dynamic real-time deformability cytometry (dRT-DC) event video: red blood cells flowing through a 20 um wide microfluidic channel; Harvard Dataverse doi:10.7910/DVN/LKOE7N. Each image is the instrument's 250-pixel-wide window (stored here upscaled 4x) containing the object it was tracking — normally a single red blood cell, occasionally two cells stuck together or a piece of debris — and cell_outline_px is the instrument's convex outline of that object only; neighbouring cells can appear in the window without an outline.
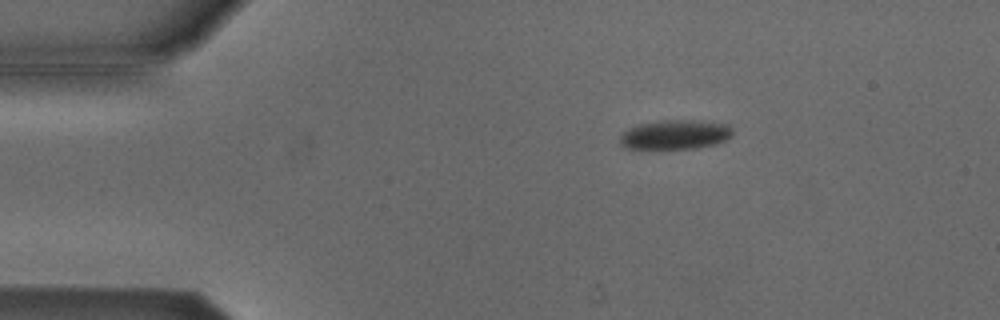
{"species": "Egyptian fruit bat (a non-hibernating species)", "species_latin": "Rousettus aegyptiacus", "temperature_condition": "cold", "stored_images_in_passage": 47, "camera_frame_rate_fps": 3000, "um_per_image_px": 0.085, "animal": {"sex": "male"}, "frame": {"image": 1, "passage_image": 3, "time_ms": 0.667, "image_size_px": [1000, 320], "cell_outline_px": [[732, 136], [728, 140], [716, 144], [700, 148], [624, 148], [620, 144], [620, 136], [628, 128], [636, 124], [664, 120], [692, 120], [728, 124], [732, 128]], "centroid_in_image_um": [57.41, 11.44], "position_along_channel_um": 27.6, "area_um2": 19.42}}
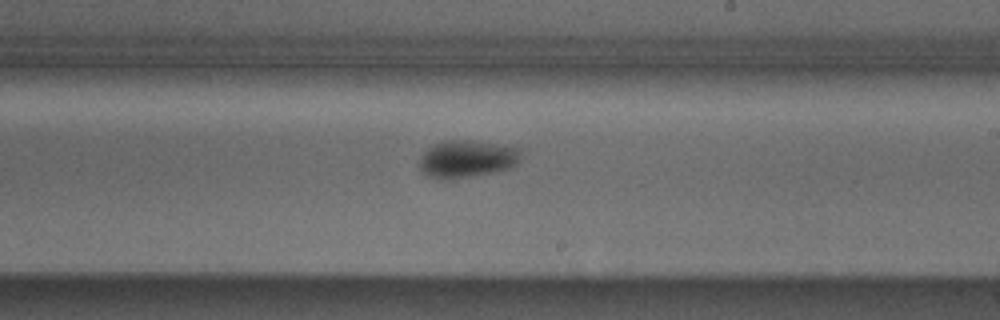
{"frame": {"image": 2, "passage_image": 25, "time_ms": 8.0, "image_size_px": [1000, 320], "cell_outline_px": [[524, 148], [520, 160], [516, 164], [508, 168], [496, 172], [472, 176], [444, 180], [440, 180], [428, 176], [420, 172], [420, 156], [432, 144], [444, 140], [468, 140]], "centroid_in_image_um": [39.69, 13.51], "position_along_channel_um": 249.3, "area_um2": 22.48}}
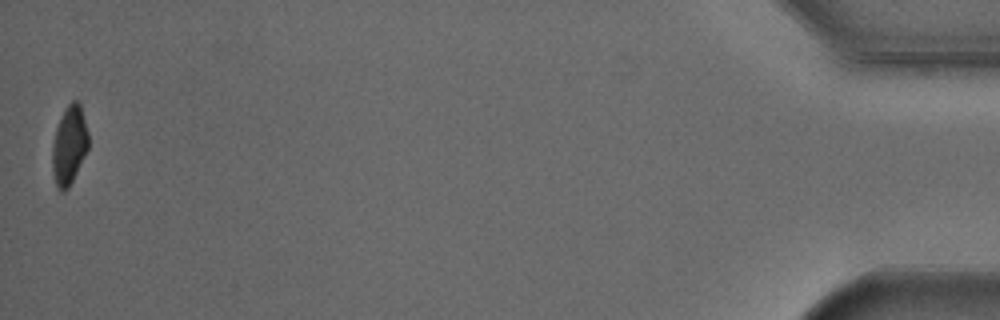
{"frame": {"image": 3, "passage_image": 47, "time_ms": 15.333, "image_size_px": [1000, 320], "cell_outline_px": [[88, 148], [68, 188], [64, 192], [60, 192], [56, 184], [52, 168], [52, 144], [56, 128], [60, 116], [64, 108], [72, 100], [76, 100], [80, 104], [88, 132]], "centroid_in_image_um": [5.87, 12.31], "position_along_channel_um": 429.3, "area_um2": 16.47}, "authors_computed_cell_mechanics": {"area_um2": 20.6924, "velocity_mm_per_s": 3.817, "shape_relaxation_time_tau1_ms": 1.548, "shape_relaxation_time_tau2_ms": null, "deformation_change_tau1": 0.0674, "deformation_change_tau2": null}}